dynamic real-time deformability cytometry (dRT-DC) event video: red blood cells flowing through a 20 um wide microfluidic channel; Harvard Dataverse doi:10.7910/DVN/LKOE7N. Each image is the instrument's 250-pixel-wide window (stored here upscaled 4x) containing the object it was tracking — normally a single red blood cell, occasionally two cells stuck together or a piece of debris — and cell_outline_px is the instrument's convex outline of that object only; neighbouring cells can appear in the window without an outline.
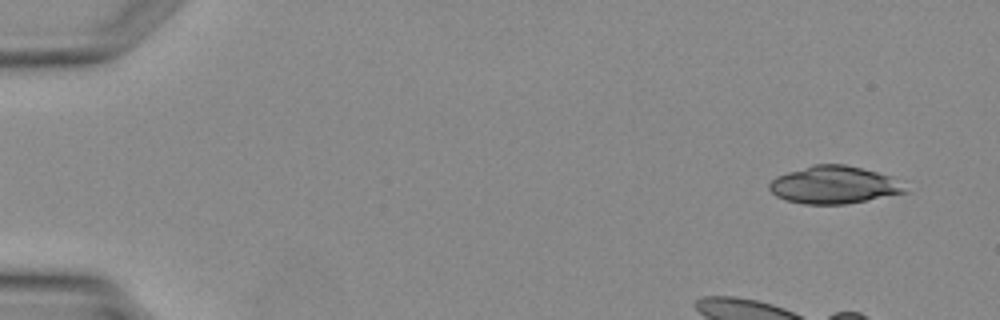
{"species": "Egyptian fruit bat (a non-hibernating species)", "species_latin": "Rousettus aegyptiacus", "temperature_condition": "warm", "stored_images_in_passage": 4, "camera_frame_rate_fps": 3000, "um_per_image_px": 0.085, "animal": {"sex": "female"}, "frame": {"image": 1, "passage_image": 1, "time_ms": 0.0, "image_size_px": [1000, 320], "cell_outline_px": [[908, 192], [844, 204], [804, 204], [784, 200], [776, 196], [768, 188], [768, 184], [776, 176], [812, 164], [844, 164], [892, 176]], "centroid_in_image_um": [70.82, 15.71], "position_along_channel_um": 14.2, "area_um2": 29.48}}